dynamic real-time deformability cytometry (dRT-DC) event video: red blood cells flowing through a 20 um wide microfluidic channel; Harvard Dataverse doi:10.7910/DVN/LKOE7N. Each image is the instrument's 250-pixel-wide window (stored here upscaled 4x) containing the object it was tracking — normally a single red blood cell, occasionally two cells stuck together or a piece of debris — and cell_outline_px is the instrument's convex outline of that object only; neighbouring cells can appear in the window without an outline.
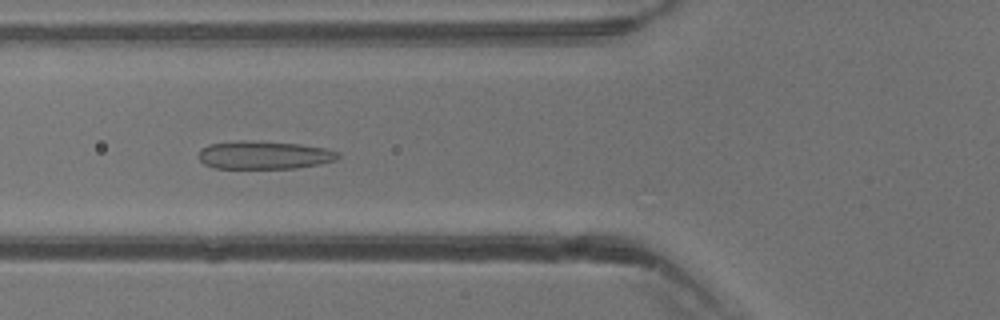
{"species": "common noctule bat (a hibernating species)", "species_latin": "Nyctalus noctula", "temperature_condition": "warm", "stored_images_in_passage": 40, "camera_frame_rate_fps": 3000, "um_per_image_px": 0.085, "animal": {"sex": "male", "body_mass_g": 13.3}, "frame": {"image": 1, "passage_image": 15, "time_ms": 4.667, "image_size_px": [1000, 320], "cell_outline_px": [[340, 156], [336, 160], [320, 164], [296, 168], [212, 168], [204, 164], [196, 156], [200, 148], [208, 144], [236, 140], [244, 140], [300, 144], [328, 148], [340, 152]], "centroid_in_image_um": [22.42, 13.17], "position_along_channel_um": 103.4, "area_um2": 23.24}}
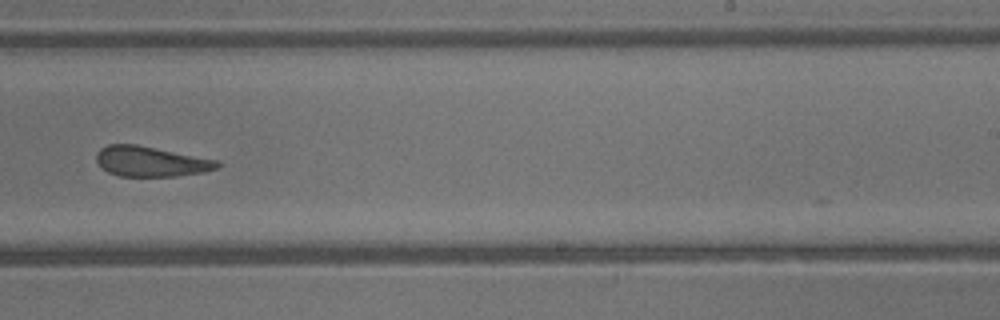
{"frame": {"image": 2, "passage_image": 25, "time_ms": 8.0, "image_size_px": [1000, 320], "cell_outline_px": [[220, 168], [204, 172], [176, 176], [120, 176], [108, 172], [96, 160], [96, 152], [100, 148], [108, 144], [136, 144], [220, 160]], "centroid_in_image_um": [12.86, 13.72], "position_along_channel_um": 276.1, "area_um2": 21.39}}
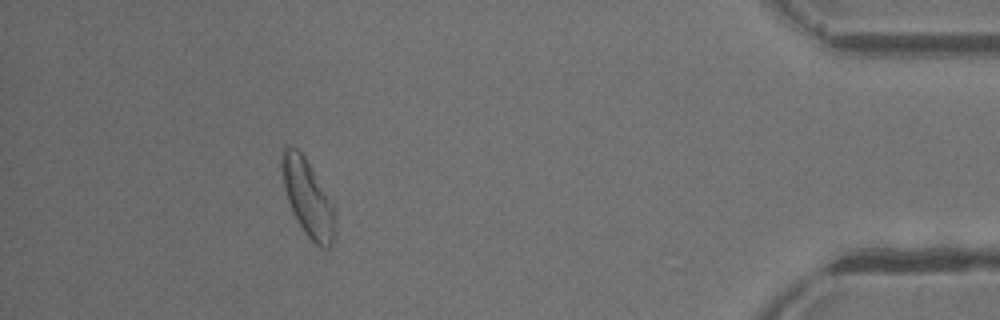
{"frame": {"image": 3, "passage_image": 36, "time_ms": 11.667, "image_size_px": [1000, 320], "cell_outline_px": [[336, 208], [332, 244], [328, 248], [324, 248], [316, 244], [304, 232], [288, 200], [284, 188], [280, 164], [280, 152], [284, 144], [288, 144], [296, 148], [304, 156], [336, 204]], "centroid_in_image_um": [26.17, 16.73], "position_along_channel_um": 409.0, "area_um2": 24.04}}